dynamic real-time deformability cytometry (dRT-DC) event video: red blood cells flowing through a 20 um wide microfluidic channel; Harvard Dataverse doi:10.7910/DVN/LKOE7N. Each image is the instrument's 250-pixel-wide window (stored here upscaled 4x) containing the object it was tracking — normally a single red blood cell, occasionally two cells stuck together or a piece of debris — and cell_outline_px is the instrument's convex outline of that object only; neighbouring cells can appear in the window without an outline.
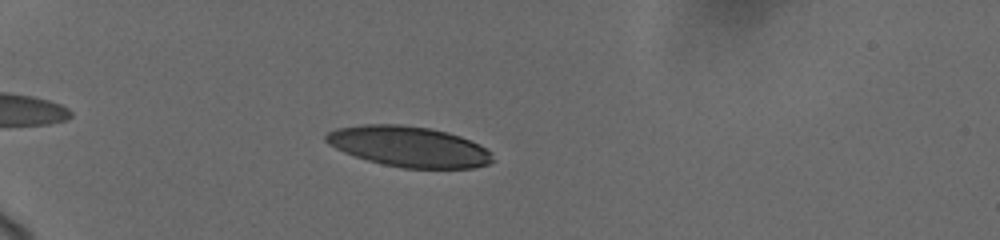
{"species": "human", "species_latin": "Homo sapiens", "temperature_condition": "cold", "stored_images_in_passage": 44, "camera_frame_rate_fps": 3000, "um_per_image_px": 0.085, "donor": {"sex": "female"}, "frame": {"image": 1, "passage_image": 6, "time_ms": 2.333, "image_size_px": [1000, 240], "cell_outline_px": [[496, 160], [488, 164], [472, 168], [400, 168], [368, 160], [344, 152], [328, 144], [324, 140], [324, 136], [328, 132], [336, 128], [364, 124], [400, 124], [428, 128], [448, 132], [460, 136], [480, 144], [492, 152]], "centroid_in_image_um": [34.78, 12.46], "position_along_channel_um": 50.2, "area_um2": 39.54}}
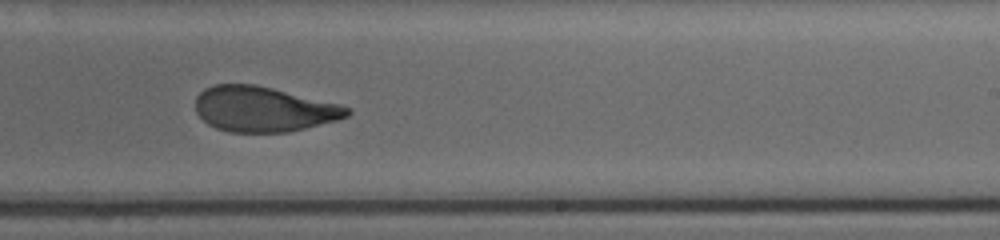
{"frame": {"image": 2, "passage_image": 21, "time_ms": 9.333, "image_size_px": [1000, 240], "cell_outline_px": [[352, 112], [348, 116], [340, 120], [288, 132], [228, 132], [216, 128], [208, 124], [196, 112], [196, 96], [204, 88], [216, 84], [256, 84], [340, 104], [352, 108]], "centroid_in_image_um": [22.42, 9.28], "position_along_channel_um": 266.6, "area_um2": 40.17}}
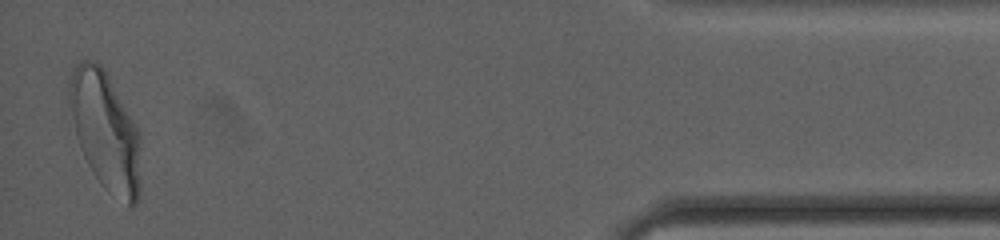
{"frame": {"image": 3, "passage_image": 43, "time_ms": 15.333, "image_size_px": [1000, 240], "cell_outline_px": [[140, 192], [136, 204], [132, 208], [108, 192], [100, 184], [92, 172], [80, 148], [76, 136], [68, 88], [68, 80], [76, 64], [80, 60], [92, 60], [100, 64], [104, 68], [140, 132]], "centroid_in_image_um": [8.98, 11.17], "position_along_channel_um": 426.2, "area_um2": 49.3}, "authors_computed_cell_mechanics": {"area_um2": 40.9513, "velocity_mm_per_s": 3.6625, "shape_relaxation_time_tau1_ms": 5.8205, "shape_relaxation_time_tau2_ms": 1.3082, "deformation_change_tau1": 0.1965, "deformation_change_tau2": 0.0819}}